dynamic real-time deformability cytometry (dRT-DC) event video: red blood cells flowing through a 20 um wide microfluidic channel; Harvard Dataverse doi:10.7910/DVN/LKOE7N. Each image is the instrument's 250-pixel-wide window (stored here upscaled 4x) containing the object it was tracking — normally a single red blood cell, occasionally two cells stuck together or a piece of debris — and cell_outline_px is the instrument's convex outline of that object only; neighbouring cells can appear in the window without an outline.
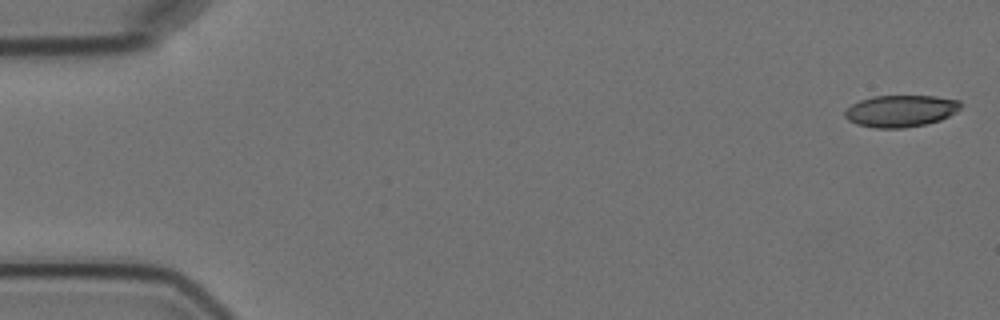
{"species": "Egyptian fruit bat (a non-hibernating species)", "species_latin": "Rousettus aegyptiacus", "temperature_condition": "cold", "stored_images_in_passage": 10, "camera_frame_rate_fps": 3000, "um_per_image_px": 0.085, "animal": {"sex": "female"}, "frame": {"image": 1, "passage_image": 1, "time_ms": 0.0, "image_size_px": [1000, 320], "cell_outline_px": [[964, 104], [956, 112], [940, 120], [924, 124], [904, 128], [876, 128], [856, 124], [848, 120], [844, 116], [844, 112], [852, 104], [860, 100], [872, 96], [936, 96], [960, 100]], "centroid_in_image_um": [76.57, 9.42], "position_along_channel_um": 8.4, "area_um2": 21.56}}
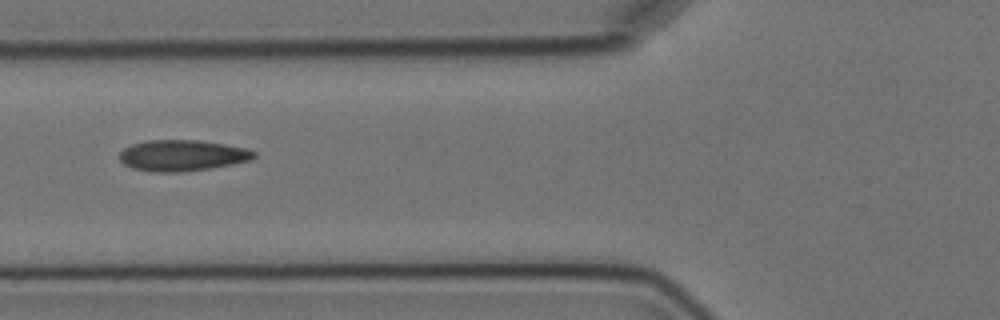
{"frame": {"image": 2, "passage_image": 7, "time_ms": 6.667, "image_size_px": [1000, 320], "cell_outline_px": [[256, 156], [252, 160], [212, 168], [180, 172], [152, 172], [132, 168], [124, 164], [120, 160], [120, 152], [124, 148], [132, 144], [144, 140], [196, 140], [224, 144], [248, 148], [256, 152]], "centroid_in_image_um": [15.5, 13.21], "position_along_channel_um": 110.3, "area_um2": 24.51}}
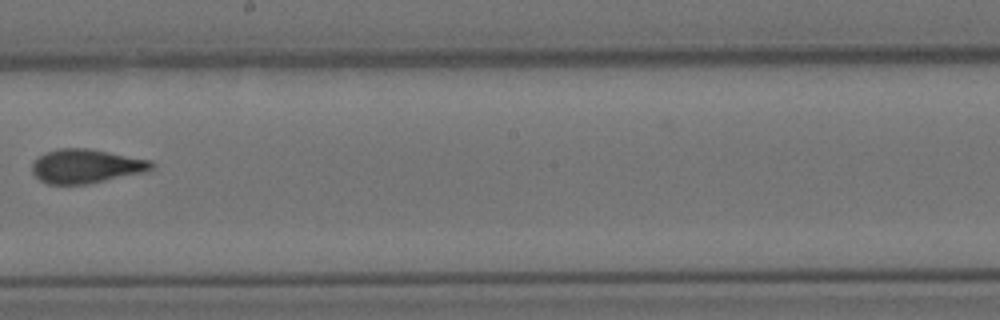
{"frame": {"image": 3, "passage_image": 10, "time_ms": 10.333, "image_size_px": [1000, 320], "cell_outline_px": [[156, 164], [152, 168], [144, 172], [88, 184], [48, 184], [40, 180], [32, 172], [32, 164], [44, 152], [60, 148], [88, 148], [152, 160]], "centroid_in_image_um": [7.33, 14.12], "position_along_channel_um": 240.9, "area_um2": 23.64}}